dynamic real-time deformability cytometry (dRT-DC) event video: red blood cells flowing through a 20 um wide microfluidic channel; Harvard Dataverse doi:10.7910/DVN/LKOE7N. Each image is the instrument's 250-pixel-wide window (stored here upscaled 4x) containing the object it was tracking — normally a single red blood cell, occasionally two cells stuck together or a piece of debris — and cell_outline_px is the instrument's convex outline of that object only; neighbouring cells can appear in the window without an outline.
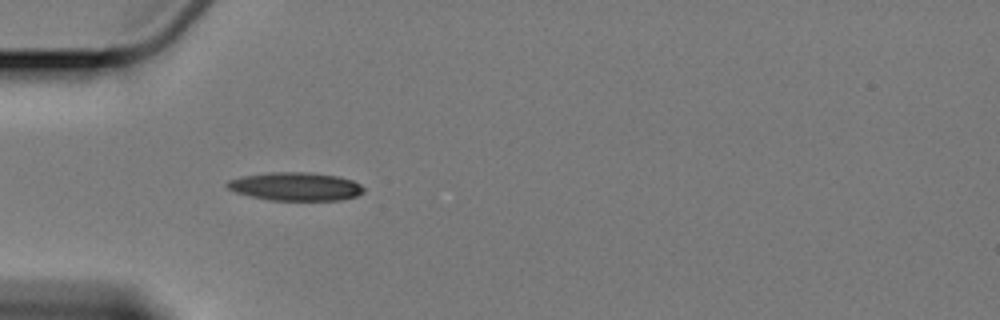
{"species": "Egyptian fruit bat (a non-hibernating species)", "species_latin": "Rousettus aegyptiacus", "temperature_condition": "cold", "stored_images_in_passage": 3, "camera_frame_rate_fps": 3000, "um_per_image_px": 0.085, "animal": {"sex": "female"}, "frame": {"image": 1, "passage_image": 2, "time_ms": 2.0, "image_size_px": [1000, 320], "cell_outline_px": [[364, 192], [356, 196], [340, 200], [272, 200], [252, 196], [236, 192], [228, 188], [224, 184], [228, 180], [244, 176], [268, 172], [308, 172], [336, 176], [352, 180], [360, 184], [364, 188]], "centroid_in_image_um": [25.13, 15.85], "position_along_channel_um": 59.9, "area_um2": 22.37}}